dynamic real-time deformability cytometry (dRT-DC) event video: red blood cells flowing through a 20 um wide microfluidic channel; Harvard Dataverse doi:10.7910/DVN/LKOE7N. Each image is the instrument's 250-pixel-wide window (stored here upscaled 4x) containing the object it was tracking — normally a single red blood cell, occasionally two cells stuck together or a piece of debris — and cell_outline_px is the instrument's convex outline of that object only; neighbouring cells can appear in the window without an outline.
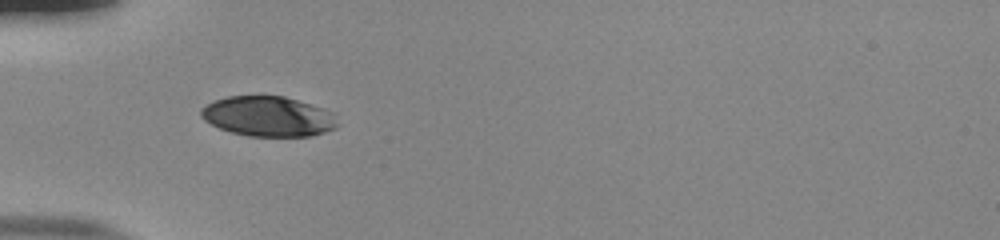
{"species": "human", "species_latin": "Homo sapiens", "temperature_condition": "room temperature", "stored_images_in_passage": 37, "camera_frame_rate_fps": 3000, "um_per_image_px": 0.085, "donor": {"sex": "male"}, "frame": {"image": 1, "passage_image": 1, "time_ms": 0.0, "image_size_px": [1000, 240], "cell_outline_px": [[336, 128], [312, 136], [248, 136], [232, 132], [220, 128], [204, 120], [200, 116], [200, 108], [216, 100], [228, 96], [284, 96], [324, 108], [332, 112], [336, 124]], "centroid_in_image_um": [22.78, 9.89], "position_along_channel_um": 62.2, "area_um2": 31.67}}
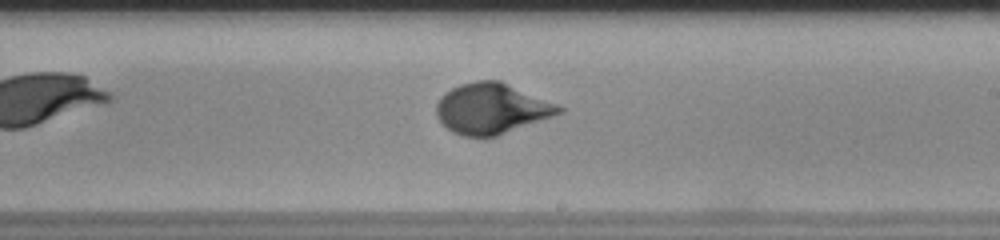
{"frame": {"image": 2, "passage_image": 16, "time_ms": 5.0, "image_size_px": [1000, 240], "cell_outline_px": [[564, 112], [496, 136], [464, 136], [452, 132], [436, 116], [436, 104], [440, 96], [444, 92], [460, 84], [476, 80], [500, 80], [556, 104], [564, 108]], "centroid_in_image_um": [41.75, 9.21], "position_along_channel_um": 247.2, "area_um2": 35.84}}
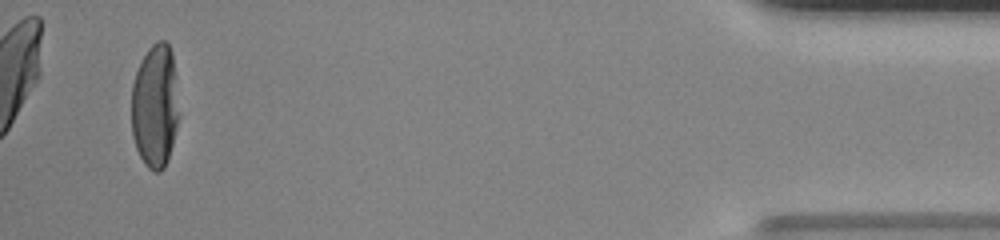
{"frame": {"image": 3, "passage_image": 35, "time_ms": 11.333, "image_size_px": [1000, 240], "cell_outline_px": [[180, 116], [172, 144], [164, 168], [160, 172], [152, 172], [144, 164], [136, 148], [132, 136], [132, 84], [136, 72], [148, 48], [152, 44], [160, 40], [164, 40], [168, 44], [172, 52], [176, 76], [180, 112]], "centroid_in_image_um": [13.2, 9.02], "position_along_channel_um": 422.0, "area_um2": 34.68}, "authors_computed_cell_mechanics": {"area_um2": 34.7378, "velocity_mm_per_s": 3.8289, "shape_relaxation_time_tau1_ms": 4.4256, "shape_relaxation_time_tau2_ms": null, "deformation_change_tau1": 0.1877, "deformation_change_tau2": null}}